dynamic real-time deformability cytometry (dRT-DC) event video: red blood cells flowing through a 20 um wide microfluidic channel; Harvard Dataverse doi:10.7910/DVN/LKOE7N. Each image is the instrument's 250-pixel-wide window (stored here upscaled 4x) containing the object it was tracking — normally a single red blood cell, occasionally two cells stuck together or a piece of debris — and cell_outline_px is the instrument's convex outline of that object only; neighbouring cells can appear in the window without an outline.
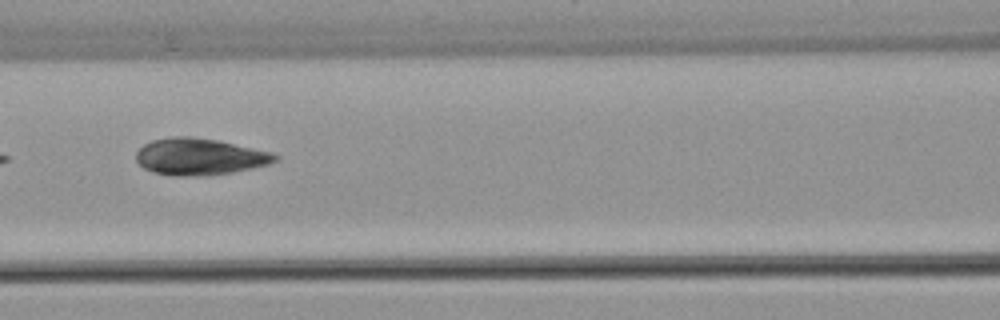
{"species": "common noctule bat (a hibernating species)", "species_latin": "Nyctalus noctula", "temperature_condition": "warm", "stored_images_in_passage": 7, "camera_frame_rate_fps": 3000, "um_per_image_px": 0.085, "animal": {"sex": "female", "body_mass_g": 22.7, "forearm_length_mm": 54.2}, "frame": {"image": 1, "passage_image": 5, "time_ms": 5.0, "image_size_px": [1000, 320], "cell_outline_px": [[280, 160], [268, 164], [252, 168], [232, 172], [208, 176], [176, 176], [152, 172], [144, 168], [136, 160], [136, 152], [144, 144], [152, 140], [172, 136], [188, 136], [216, 140], [272, 152], [280, 156]], "centroid_in_image_um": [16.97, 13.32], "position_along_channel_um": 149.6, "area_um2": 29.82}}
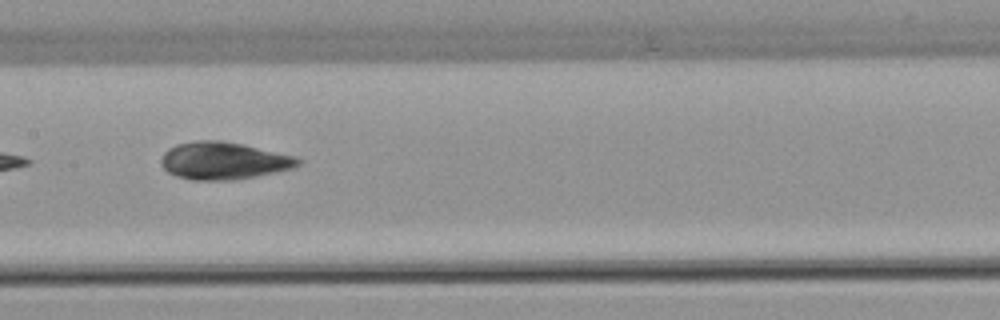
{"frame": {"image": 2, "passage_image": 6, "time_ms": 6.0, "image_size_px": [1000, 320], "cell_outline_px": [[304, 160], [296, 168], [236, 180], [192, 180], [176, 176], [168, 172], [160, 164], [160, 160], [164, 152], [168, 148], [176, 144], [196, 140], [220, 140], [240, 144], [296, 156]], "centroid_in_image_um": [19.01, 13.67], "position_along_channel_um": 188.4, "area_um2": 30.06}}